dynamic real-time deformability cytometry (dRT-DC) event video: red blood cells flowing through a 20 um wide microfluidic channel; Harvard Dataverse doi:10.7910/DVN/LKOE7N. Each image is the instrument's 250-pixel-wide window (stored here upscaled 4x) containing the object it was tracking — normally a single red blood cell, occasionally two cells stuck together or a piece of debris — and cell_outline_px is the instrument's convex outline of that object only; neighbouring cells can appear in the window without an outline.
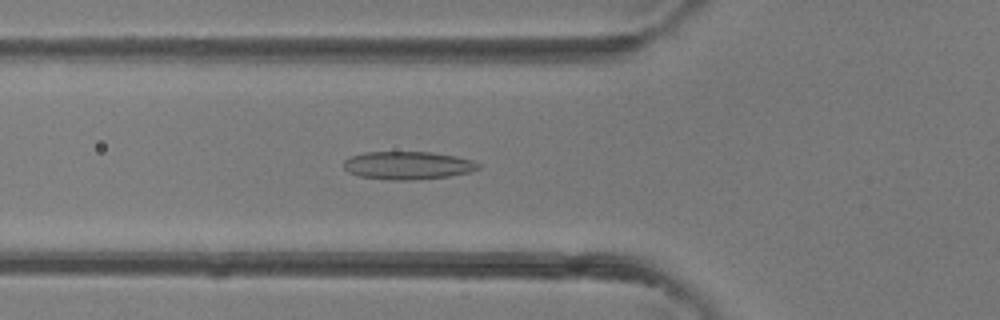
{"species": "common noctule bat (a hibernating species)", "species_latin": "Nyctalus noctula", "temperature_condition": "room temperature", "stored_images_in_passage": 41, "camera_frame_rate_fps": 3000, "um_per_image_px": 0.085, "animal": {"sex": "female"}, "frame": {"image": 1, "passage_image": 15, "time_ms": 4.667, "image_size_px": [1000, 320], "cell_outline_px": [[480, 168], [468, 172], [448, 176], [412, 180], [388, 180], [360, 176], [348, 172], [344, 168], [344, 160], [352, 156], [364, 152], [432, 152], [456, 156], [472, 160], [480, 164]], "centroid_in_image_um": [34.65, 14.06], "position_along_channel_um": 91.1, "area_um2": 21.91}}
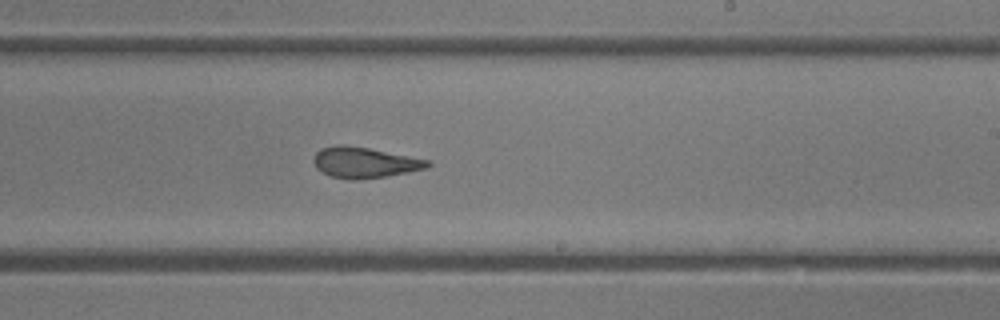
{"frame": {"image": 2, "passage_image": 25, "time_ms": 8.0, "image_size_px": [1000, 320], "cell_outline_px": [[432, 164], [428, 168], [388, 176], [356, 180], [348, 180], [332, 176], [316, 168], [312, 160], [316, 152], [320, 148], [336, 144], [344, 144], [368, 148], [432, 160]], "centroid_in_image_um": [31.0, 13.81], "position_along_channel_um": 258.0, "area_um2": 20.69}}
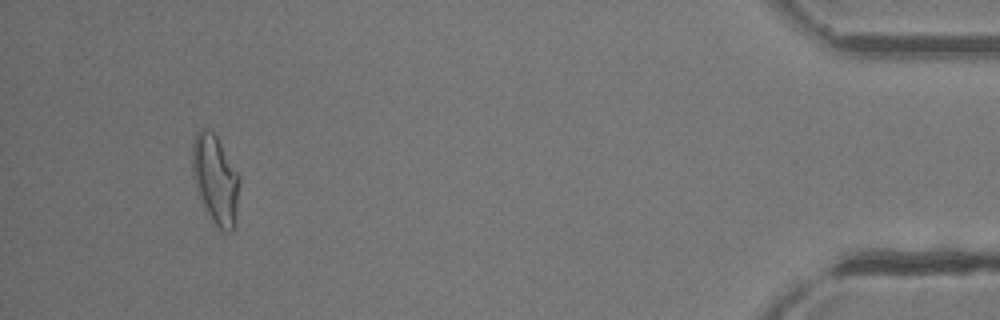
{"frame": {"image": 3, "passage_image": 39, "time_ms": 12.667, "image_size_px": [1000, 320], "cell_outline_px": [[240, 180], [232, 232], [228, 232], [220, 228], [212, 220], [200, 200], [196, 188], [192, 172], [192, 140], [196, 132], [200, 128], [204, 128], [212, 132], [216, 136], [240, 176]], "centroid_in_image_um": [18.28, 15.19], "position_along_channel_um": 416.9, "area_um2": 24.04}}